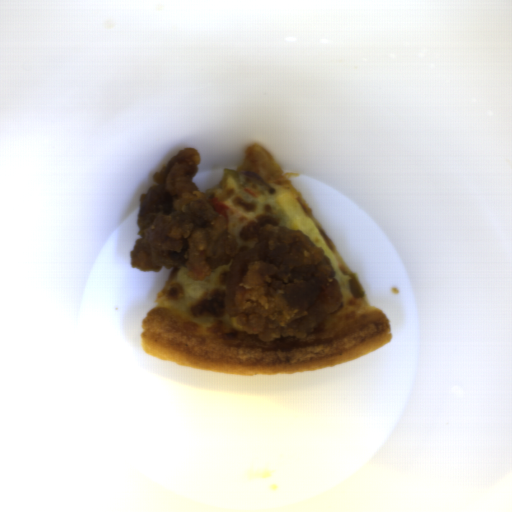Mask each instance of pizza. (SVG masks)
I'll return each mask as SVG.
<instances>
[{
    "instance_id": "1",
    "label": "pizza",
    "mask_w": 512,
    "mask_h": 512,
    "mask_svg": "<svg viewBox=\"0 0 512 512\" xmlns=\"http://www.w3.org/2000/svg\"><path fill=\"white\" fill-rule=\"evenodd\" d=\"M254 172L272 189L248 180L239 187L226 176L204 191L227 206L225 224L236 240L227 264L203 280L188 276L187 268L172 267L160 288L154 307L141 322L140 345L151 356L185 367L240 375H286L317 370L348 362L392 340L388 316L368 303L365 295L354 297L348 281L353 274L313 210L292 186L296 173H283L273 154L260 144L249 145L241 165L232 169ZM291 192L308 218L315 221L337 261L334 273L342 290L337 311L303 339L278 337L271 342L249 335L236 317L228 314L224 296L227 274L241 247L253 246L260 228L283 226L296 230L276 201Z\"/></svg>"
}]
</instances>
